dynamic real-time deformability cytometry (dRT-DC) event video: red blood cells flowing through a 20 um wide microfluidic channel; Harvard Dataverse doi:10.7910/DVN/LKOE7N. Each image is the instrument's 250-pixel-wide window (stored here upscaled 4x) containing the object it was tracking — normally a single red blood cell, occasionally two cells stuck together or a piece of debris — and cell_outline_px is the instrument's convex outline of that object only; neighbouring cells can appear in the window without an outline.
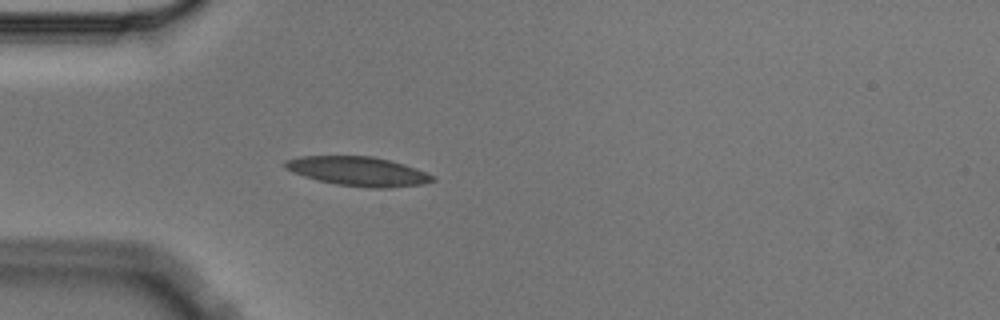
{"species": "Egyptian fruit bat (a non-hibernating species)", "species_latin": "Rousettus aegyptiacus", "temperature_condition": "cold", "stored_images_in_passage": 4, "camera_frame_rate_fps": 3000, "um_per_image_px": 0.085, "animal": {"sex": "male"}, "frame": {"image": 1, "passage_image": 4, "time_ms": 1.0, "image_size_px": [1000, 320], "cell_outline_px": [[436, 180], [424, 184], [388, 188], [368, 188], [336, 184], [304, 176], [292, 172], [284, 168], [284, 160], [300, 156], [372, 156], [404, 164], [436, 176]], "centroid_in_image_um": [30.45, 14.56], "position_along_channel_um": 54.5, "area_um2": 25.14}}